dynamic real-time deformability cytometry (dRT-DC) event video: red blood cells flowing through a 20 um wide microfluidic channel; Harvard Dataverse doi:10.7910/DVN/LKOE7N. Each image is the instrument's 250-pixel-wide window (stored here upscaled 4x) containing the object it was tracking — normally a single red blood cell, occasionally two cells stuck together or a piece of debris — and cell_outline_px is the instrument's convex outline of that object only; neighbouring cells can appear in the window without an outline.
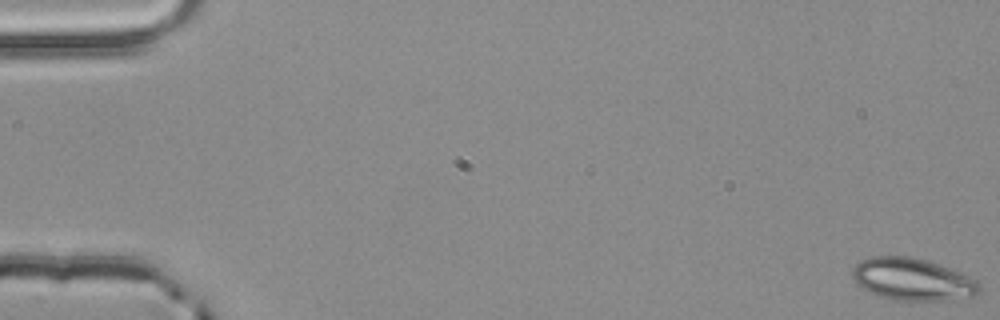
{"species": "common noctule bat (a hibernating species)", "species_latin": "Nyctalus noctula", "temperature_condition": "room temperature", "stored_images_in_passage": 3, "camera_frame_rate_fps": 3000, "um_per_image_px": 0.085, "animal": {"sex": "male", "body_mass_g": 20.4}, "frame": {"image": 1, "passage_image": 1, "time_ms": 0.0, "image_size_px": [1000, 320], "cell_outline_px": [[980, 292], [976, 296], [944, 300], [900, 300], [880, 296], [856, 284], [852, 276], [852, 268], [860, 260], [868, 256], [908, 256], [940, 264], [960, 272], [976, 280], [980, 284]], "centroid_in_image_um": [77.56, 23.73], "position_along_channel_um": 7.4, "area_um2": 31.15}}